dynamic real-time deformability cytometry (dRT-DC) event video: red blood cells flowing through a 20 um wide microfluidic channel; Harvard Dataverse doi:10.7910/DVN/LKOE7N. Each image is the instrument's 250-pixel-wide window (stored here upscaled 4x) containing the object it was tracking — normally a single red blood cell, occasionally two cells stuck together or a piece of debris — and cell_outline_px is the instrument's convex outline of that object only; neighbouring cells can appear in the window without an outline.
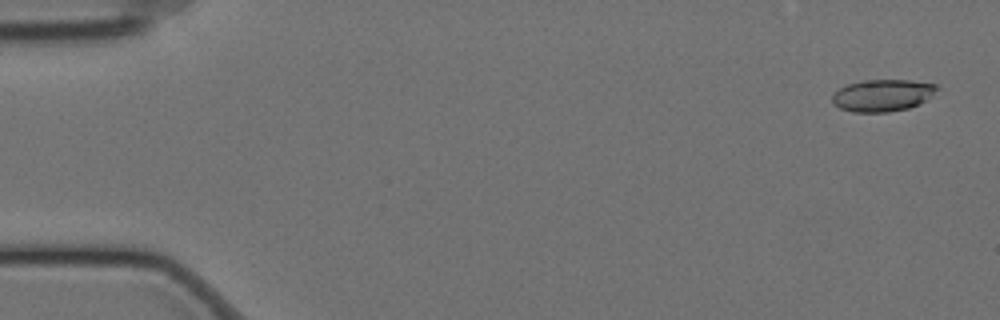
{"species": "Egyptian fruit bat (a non-hibernating species)", "species_latin": "Rousettus aegyptiacus", "temperature_condition": "cold", "stored_images_in_passage": 59, "camera_frame_rate_fps": 3000, "um_per_image_px": 0.085, "animal": {"sex": "female"}, "frame": {"image": 1, "passage_image": 3, "time_ms": 0.667, "image_size_px": [1000, 320], "cell_outline_px": [[940, 88], [920, 104], [908, 108], [888, 112], [852, 112], [840, 108], [832, 104], [832, 96], [840, 88], [848, 84], [864, 80], [908, 80], [936, 84]], "centroid_in_image_um": [75.01, 8.11], "position_along_channel_um": 10.0, "area_um2": 19.48}}
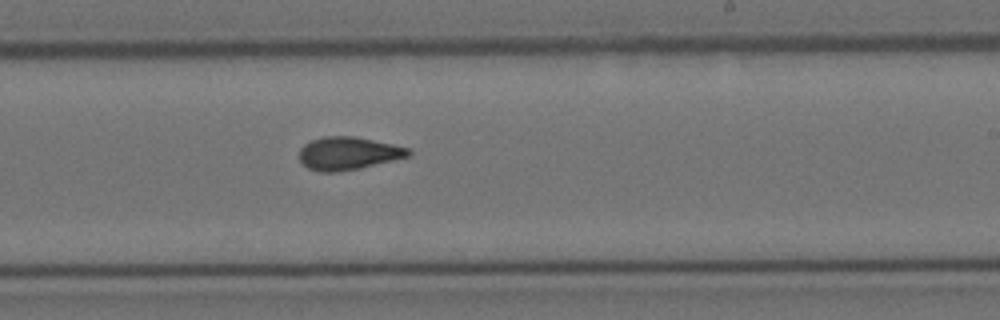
{"frame": {"image": 2, "passage_image": 36, "time_ms": 11.667, "image_size_px": [1000, 320], "cell_outline_px": [[412, 152], [408, 156], [360, 168], [336, 172], [320, 172], [308, 168], [300, 160], [300, 148], [304, 144], [312, 140], [324, 136], [352, 136], [392, 144], [408, 148]], "centroid_in_image_um": [29.57, 13.03], "position_along_channel_um": 259.4, "area_um2": 20.63}}
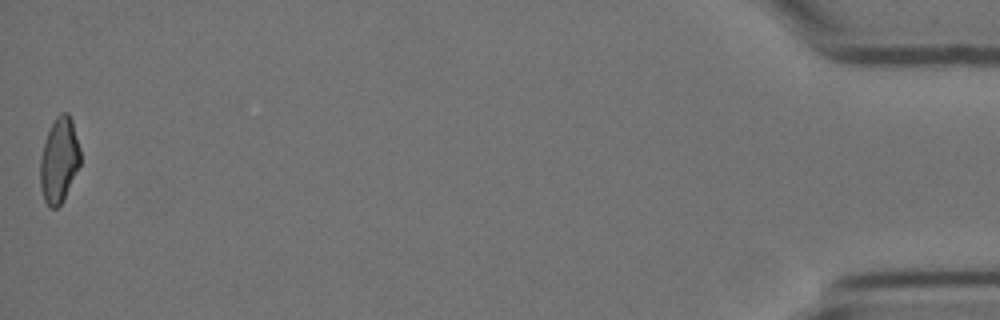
{"frame": {"image": 3, "passage_image": 59, "time_ms": 19.333, "image_size_px": [1000, 320], "cell_outline_px": [[80, 164], [60, 204], [56, 208], [52, 208], [44, 200], [40, 188], [40, 160], [44, 144], [48, 132], [56, 116], [60, 112], [68, 112], [72, 120], [80, 148]], "centroid_in_image_um": [5.02, 13.58], "position_along_channel_um": 430.2, "area_um2": 19.54}, "authors_computed_cell_mechanics": {"area_um2": 20.4612, "velocity_mm_per_s": 3.4611, "shape_relaxation_time_tau1_ms": 11.3193, "shape_relaxation_time_tau2_ms": 3.3643, "deformation_change_tau1": 0.24, "deformation_change_tau2": 0.1079}}